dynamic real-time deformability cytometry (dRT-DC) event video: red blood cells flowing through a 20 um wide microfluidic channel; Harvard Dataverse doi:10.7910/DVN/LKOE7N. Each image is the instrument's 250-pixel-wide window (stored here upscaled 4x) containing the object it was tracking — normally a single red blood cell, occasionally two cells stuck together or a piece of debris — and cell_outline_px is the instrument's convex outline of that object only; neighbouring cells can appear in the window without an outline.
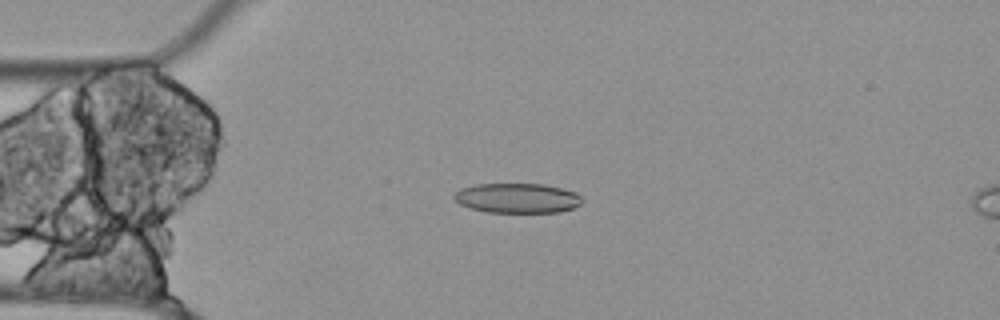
{"species": "Egyptian fruit bat (a non-hibernating species)", "species_latin": "Rousettus aegyptiacus", "temperature_condition": "cold", "stored_images_in_passage": 48, "camera_frame_rate_fps": 3000, "um_per_image_px": 0.085, "animal": {"sex": "female"}, "frame": {"image": 1, "passage_image": 10, "time_ms": 3.0, "image_size_px": [1000, 320], "cell_outline_px": [[584, 200], [580, 204], [572, 208], [560, 212], [488, 212], [472, 208], [460, 204], [452, 196], [460, 188], [476, 184], [544, 184], [576, 192]], "centroid_in_image_um": [43.98, 16.83], "position_along_channel_um": 41.0, "area_um2": 22.14}}
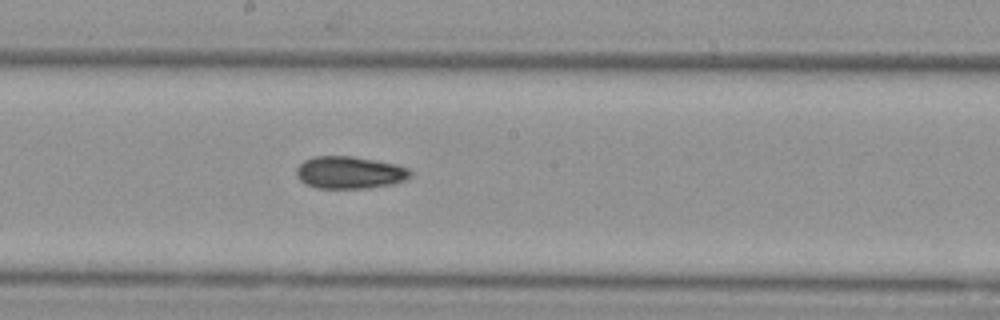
{"frame": {"image": 2, "passage_image": 26, "time_ms": 8.333, "image_size_px": [1000, 320], "cell_outline_px": [[412, 176], [404, 180], [392, 184], [364, 188], [316, 188], [304, 184], [296, 176], [296, 168], [304, 160], [312, 156], [352, 156], [396, 164], [408, 168], [412, 172]], "centroid_in_image_um": [29.69, 14.66], "position_along_channel_um": 218.5, "area_um2": 21.56}}
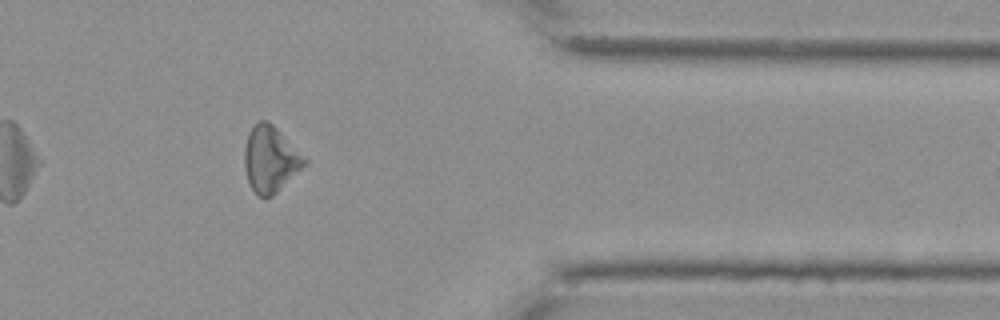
{"frame": {"image": 3, "passage_image": 42, "time_ms": 13.667, "image_size_px": [1000, 320], "cell_outline_px": [[308, 164], [272, 196], [264, 200], [256, 196], [248, 180], [244, 164], [244, 148], [248, 132], [260, 120], [268, 120], [308, 160]], "centroid_in_image_um": [22.98, 13.57], "position_along_channel_um": 388.4, "area_um2": 23.18}}